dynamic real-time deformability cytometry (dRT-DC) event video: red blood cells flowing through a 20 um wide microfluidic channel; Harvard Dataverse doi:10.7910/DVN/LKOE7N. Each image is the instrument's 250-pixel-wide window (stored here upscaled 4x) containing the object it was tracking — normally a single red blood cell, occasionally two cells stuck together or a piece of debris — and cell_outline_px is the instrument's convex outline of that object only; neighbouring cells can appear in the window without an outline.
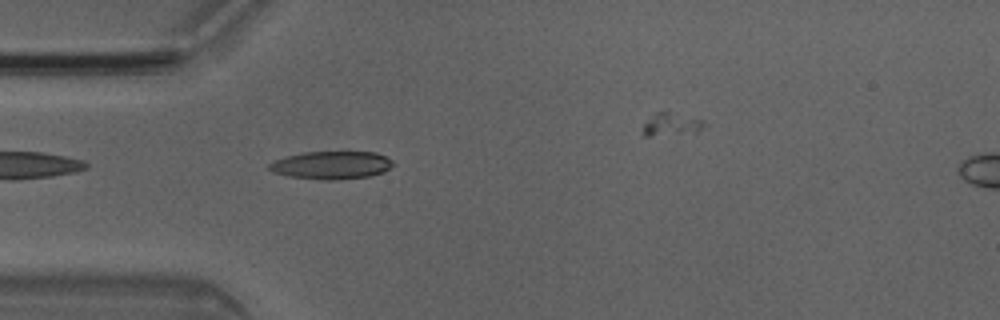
{"species": "Egyptian fruit bat (a non-hibernating species)", "species_latin": "Rousettus aegyptiacus", "temperature_condition": "room temperature", "stored_images_in_passage": 5, "camera_frame_rate_fps": 3000, "um_per_image_px": 0.085, "animal": {"sex": "male"}, "frame": {"image": 1, "passage_image": 4, "time_ms": 1.0, "image_size_px": [1000, 320], "cell_outline_px": [[396, 164], [384, 172], [372, 176], [336, 180], [320, 180], [288, 176], [272, 172], [268, 168], [268, 164], [276, 160], [288, 156], [304, 152], [376, 152], [392, 160]], "centroid_in_image_um": [28.21, 14.05], "position_along_channel_um": 56.8, "area_um2": 20.29}}